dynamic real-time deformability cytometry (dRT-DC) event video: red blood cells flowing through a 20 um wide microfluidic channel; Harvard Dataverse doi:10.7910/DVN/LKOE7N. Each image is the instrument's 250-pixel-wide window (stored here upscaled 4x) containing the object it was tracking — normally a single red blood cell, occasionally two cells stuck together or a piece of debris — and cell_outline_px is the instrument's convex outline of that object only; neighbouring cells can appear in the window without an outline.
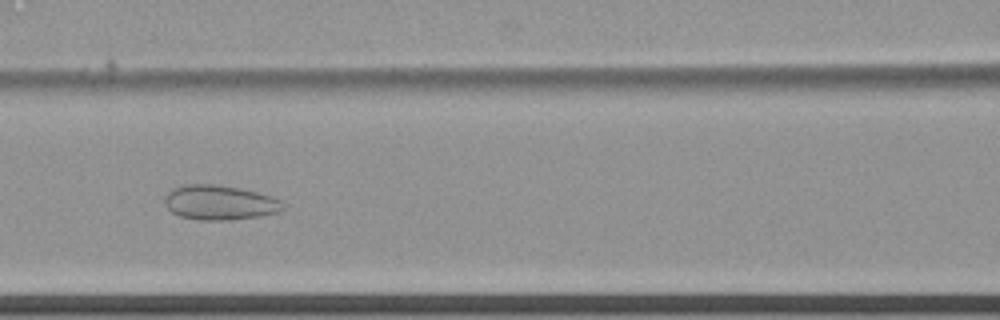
{"species": "common noctule bat (a hibernating species)", "species_latin": "Nyctalus noctula", "temperature_condition": "cold", "stored_images_in_passage": 41, "camera_frame_rate_fps": 3000, "um_per_image_px": 0.085, "animal": {"sex": "female", "body_mass_g": 22.7, "forearm_length_mm": 54.2}, "frame": {"image": 1, "passage_image": 9, "time_ms": 2.667, "image_size_px": [1000, 320], "cell_outline_px": [[284, 208], [280, 212], [260, 216], [224, 220], [200, 220], [180, 216], [172, 212], [164, 204], [164, 196], [172, 188], [184, 184], [212, 184], [240, 188], [272, 196], [280, 200], [284, 204]], "centroid_in_image_um": [18.66, 17.21], "position_along_channel_um": 147.9, "area_um2": 23.99}}
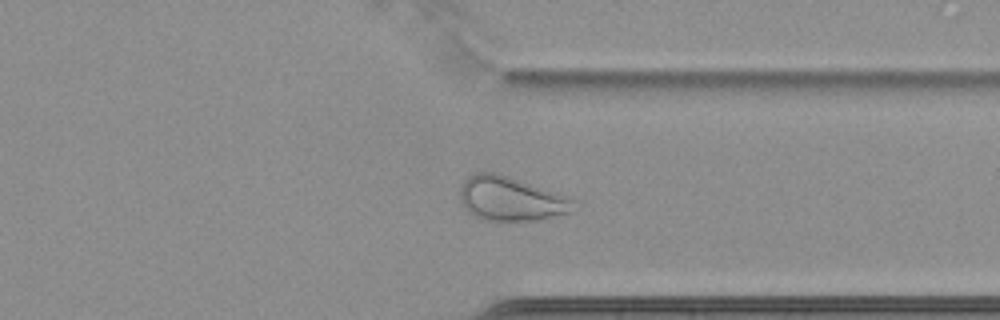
{"frame": {"image": 2, "passage_image": 28, "time_ms": 9.0, "image_size_px": [1000, 320], "cell_outline_px": [[576, 212], [540, 220], [480, 220], [468, 212], [464, 208], [460, 196], [460, 188], [464, 180], [468, 176], [476, 172], [496, 172], [508, 176], [576, 200]], "centroid_in_image_um": [43.43, 16.91], "position_along_channel_um": 368.0, "area_um2": 29.36}}
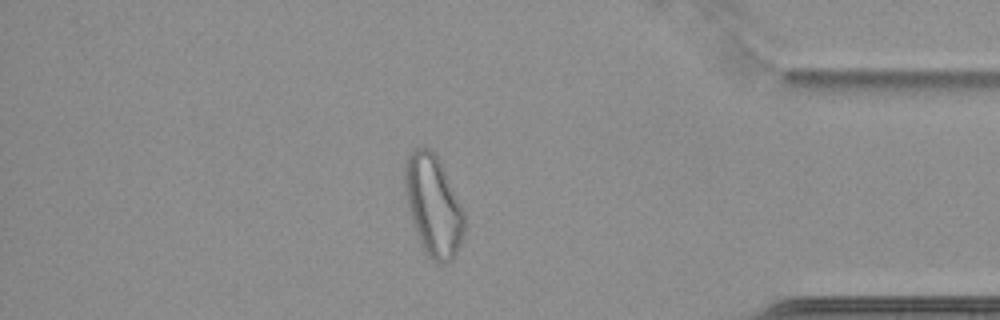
{"frame": {"image": 3, "passage_image": 33, "time_ms": 10.667, "image_size_px": [1000, 320], "cell_outline_px": [[464, 232], [456, 252], [452, 260], [448, 264], [436, 264], [424, 252], [420, 244], [412, 220], [404, 192], [404, 160], [412, 148], [428, 148], [440, 160], [464, 212]], "centroid_in_image_um": [36.8, 17.48], "position_along_channel_um": 398.4, "area_um2": 35.08}, "authors_computed_cell_mechanics": {"area_um2": 26.1834, "velocity_mm_per_s": 3.4624, "shape_relaxation_time_tau1_ms": null, "shape_relaxation_time_tau2_ms": 2.5296, "deformation_change_tau1": null, "deformation_change_tau2": 0.0895}}